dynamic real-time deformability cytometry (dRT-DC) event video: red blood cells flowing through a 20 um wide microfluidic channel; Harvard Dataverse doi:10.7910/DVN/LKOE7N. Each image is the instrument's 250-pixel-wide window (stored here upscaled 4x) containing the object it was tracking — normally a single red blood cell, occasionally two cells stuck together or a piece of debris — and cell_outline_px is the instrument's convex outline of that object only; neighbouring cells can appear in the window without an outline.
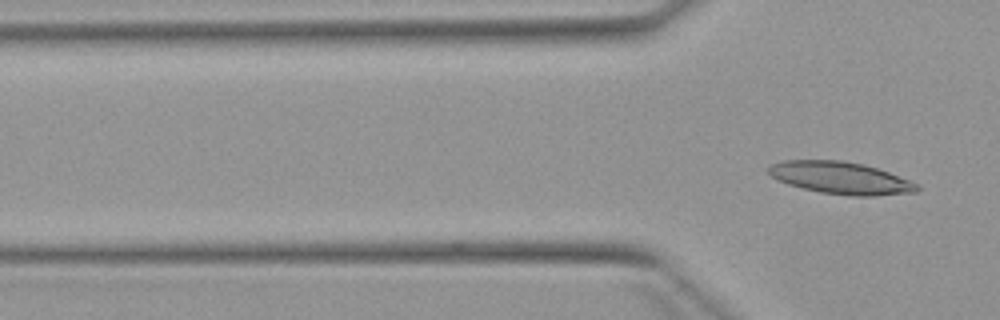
{"species": "Egyptian fruit bat (a non-hibernating species)", "species_latin": "Rousettus aegyptiacus", "temperature_condition": "warm", "stored_images_in_passage": 2, "camera_frame_rate_fps": 3000, "um_per_image_px": 0.085, "animal": {"sex": "female"}, "frame": {"image": 1, "passage_image": 2, "time_ms": 2.0, "image_size_px": [1000, 320], "cell_outline_px": [[920, 188], [916, 192], [876, 196], [848, 196], [820, 192], [788, 184], [772, 176], [768, 172], [768, 168], [772, 164], [784, 160], [844, 160], [864, 164], [888, 172], [908, 180], [916, 184]], "centroid_in_image_um": [71.46, 15.12], "position_along_channel_um": 54.3, "area_um2": 27.69}}